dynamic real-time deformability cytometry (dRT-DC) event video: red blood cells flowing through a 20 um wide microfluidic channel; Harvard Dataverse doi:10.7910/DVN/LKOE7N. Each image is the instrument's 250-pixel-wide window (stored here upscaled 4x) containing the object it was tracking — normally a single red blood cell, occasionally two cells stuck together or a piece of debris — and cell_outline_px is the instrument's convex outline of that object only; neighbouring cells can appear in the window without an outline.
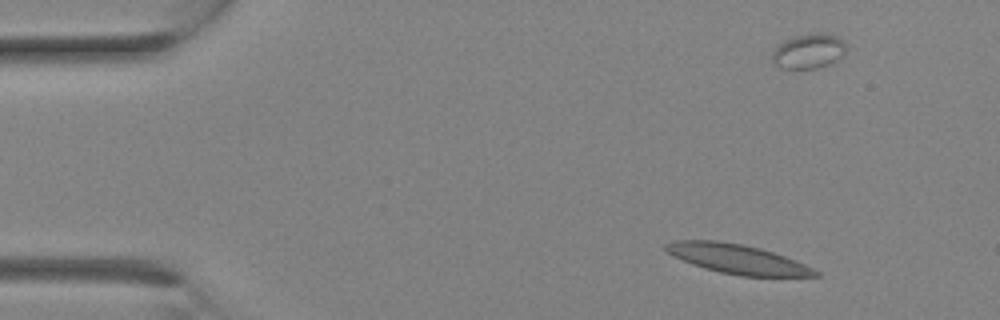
{"species": "Egyptian fruit bat (a non-hibernating species)", "species_latin": "Rousettus aegyptiacus", "temperature_condition": "room temperature", "stored_images_in_passage": 16, "camera_frame_rate_fps": 3000, "um_per_image_px": 0.085, "animal": {"sex": "female"}, "frame": {"image": 1, "passage_image": 3, "time_ms": 0.667, "image_size_px": [1000, 320], "cell_outline_px": [[820, 276], [740, 276], [720, 272], [704, 268], [692, 264], [668, 252], [664, 248], [664, 244], [672, 240], [716, 240], [744, 244], [760, 248], [796, 260], [820, 272]], "centroid_in_image_um": [62.67, 22.0], "position_along_channel_um": 22.3, "area_um2": 25.49}}
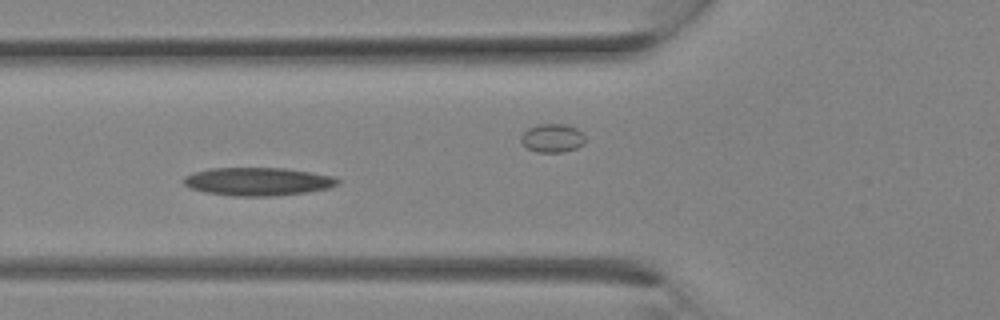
{"frame": {"image": 2, "passage_image": 10, "time_ms": 3.0, "image_size_px": [1000, 320], "cell_outline_px": [[340, 184], [328, 188], [304, 192], [272, 196], [232, 196], [204, 192], [192, 188], [184, 184], [184, 176], [192, 172], [212, 168], [284, 168], [332, 176], [340, 180]], "centroid_in_image_um": [21.89, 15.43], "position_along_channel_um": 103.9, "area_um2": 25.09}}